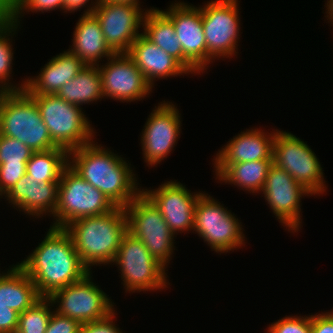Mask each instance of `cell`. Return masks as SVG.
<instances>
[{"mask_svg":"<svg viewBox=\"0 0 333 333\" xmlns=\"http://www.w3.org/2000/svg\"><path fill=\"white\" fill-rule=\"evenodd\" d=\"M33 153L21 141L0 134V164H27Z\"/></svg>","mask_w":333,"mask_h":333,"instance_id":"4dcf8cb0","label":"cell"},{"mask_svg":"<svg viewBox=\"0 0 333 333\" xmlns=\"http://www.w3.org/2000/svg\"><path fill=\"white\" fill-rule=\"evenodd\" d=\"M19 313L0 304V333H16Z\"/></svg>","mask_w":333,"mask_h":333,"instance_id":"8d00e7d4","label":"cell"},{"mask_svg":"<svg viewBox=\"0 0 333 333\" xmlns=\"http://www.w3.org/2000/svg\"><path fill=\"white\" fill-rule=\"evenodd\" d=\"M311 333H333V317L327 311L311 315Z\"/></svg>","mask_w":333,"mask_h":333,"instance_id":"74e56055","label":"cell"},{"mask_svg":"<svg viewBox=\"0 0 333 333\" xmlns=\"http://www.w3.org/2000/svg\"><path fill=\"white\" fill-rule=\"evenodd\" d=\"M326 6V11L325 13L327 14V16H325L326 18H328L327 20H329L328 22H331V24L333 25V0H327V3H325Z\"/></svg>","mask_w":333,"mask_h":333,"instance_id":"60d3db41","label":"cell"},{"mask_svg":"<svg viewBox=\"0 0 333 333\" xmlns=\"http://www.w3.org/2000/svg\"><path fill=\"white\" fill-rule=\"evenodd\" d=\"M160 11L174 25L184 54V67L191 74L201 75L207 70V48L200 6L179 1Z\"/></svg>","mask_w":333,"mask_h":333,"instance_id":"4fadbf2b","label":"cell"},{"mask_svg":"<svg viewBox=\"0 0 333 333\" xmlns=\"http://www.w3.org/2000/svg\"><path fill=\"white\" fill-rule=\"evenodd\" d=\"M6 272H0V304L21 314L42 297L26 272L13 264Z\"/></svg>","mask_w":333,"mask_h":333,"instance_id":"cb8c5ba5","label":"cell"},{"mask_svg":"<svg viewBox=\"0 0 333 333\" xmlns=\"http://www.w3.org/2000/svg\"><path fill=\"white\" fill-rule=\"evenodd\" d=\"M327 313H329L333 317V311H332V309H331V311H329Z\"/></svg>","mask_w":333,"mask_h":333,"instance_id":"ee69618b","label":"cell"},{"mask_svg":"<svg viewBox=\"0 0 333 333\" xmlns=\"http://www.w3.org/2000/svg\"><path fill=\"white\" fill-rule=\"evenodd\" d=\"M21 263L41 297L82 280L89 269L81 262L70 234L59 227L48 229L44 240Z\"/></svg>","mask_w":333,"mask_h":333,"instance_id":"6da1fadb","label":"cell"},{"mask_svg":"<svg viewBox=\"0 0 333 333\" xmlns=\"http://www.w3.org/2000/svg\"><path fill=\"white\" fill-rule=\"evenodd\" d=\"M96 142L69 152V166L115 206L126 207L142 189L131 164Z\"/></svg>","mask_w":333,"mask_h":333,"instance_id":"7a4b0ae2","label":"cell"},{"mask_svg":"<svg viewBox=\"0 0 333 333\" xmlns=\"http://www.w3.org/2000/svg\"><path fill=\"white\" fill-rule=\"evenodd\" d=\"M72 46L68 49L86 65H99L102 58H110L115 52L108 46L100 22L92 14H83L76 23Z\"/></svg>","mask_w":333,"mask_h":333,"instance_id":"603a6c76","label":"cell"},{"mask_svg":"<svg viewBox=\"0 0 333 333\" xmlns=\"http://www.w3.org/2000/svg\"><path fill=\"white\" fill-rule=\"evenodd\" d=\"M111 312L103 319L83 323L81 325L80 333H123L122 330L116 326L114 319L116 318L115 312ZM115 317V318H114ZM114 321V322H113ZM120 329V330H119Z\"/></svg>","mask_w":333,"mask_h":333,"instance_id":"d590c367","label":"cell"},{"mask_svg":"<svg viewBox=\"0 0 333 333\" xmlns=\"http://www.w3.org/2000/svg\"><path fill=\"white\" fill-rule=\"evenodd\" d=\"M90 0H64V13H74L75 11H77L78 9L82 8V7H85V5H87V3L89 2ZM98 1L99 0H95V2L92 0L90 5L85 9L84 13L83 14H92L95 7L97 6L98 4ZM94 2V3H93Z\"/></svg>","mask_w":333,"mask_h":333,"instance_id":"f35d334b","label":"cell"},{"mask_svg":"<svg viewBox=\"0 0 333 333\" xmlns=\"http://www.w3.org/2000/svg\"><path fill=\"white\" fill-rule=\"evenodd\" d=\"M128 232L140 239L150 254L165 268L175 250L174 238L161 212L141 192L124 207Z\"/></svg>","mask_w":333,"mask_h":333,"instance_id":"9c48e42d","label":"cell"},{"mask_svg":"<svg viewBox=\"0 0 333 333\" xmlns=\"http://www.w3.org/2000/svg\"><path fill=\"white\" fill-rule=\"evenodd\" d=\"M27 164H0V199L26 174Z\"/></svg>","mask_w":333,"mask_h":333,"instance_id":"836d02e7","label":"cell"},{"mask_svg":"<svg viewBox=\"0 0 333 333\" xmlns=\"http://www.w3.org/2000/svg\"><path fill=\"white\" fill-rule=\"evenodd\" d=\"M12 20V10L0 0V26Z\"/></svg>","mask_w":333,"mask_h":333,"instance_id":"ab89813d","label":"cell"},{"mask_svg":"<svg viewBox=\"0 0 333 333\" xmlns=\"http://www.w3.org/2000/svg\"><path fill=\"white\" fill-rule=\"evenodd\" d=\"M238 2L240 1L211 0L200 7L207 48V69L212 60L233 58L238 53L236 51L241 29Z\"/></svg>","mask_w":333,"mask_h":333,"instance_id":"8fae6325","label":"cell"},{"mask_svg":"<svg viewBox=\"0 0 333 333\" xmlns=\"http://www.w3.org/2000/svg\"><path fill=\"white\" fill-rule=\"evenodd\" d=\"M127 54L133 59L152 87L155 85L154 82L159 79L191 74L177 59L143 34L134 41Z\"/></svg>","mask_w":333,"mask_h":333,"instance_id":"44dd1931","label":"cell"},{"mask_svg":"<svg viewBox=\"0 0 333 333\" xmlns=\"http://www.w3.org/2000/svg\"><path fill=\"white\" fill-rule=\"evenodd\" d=\"M107 61L98 65L104 98L131 103L152 93L153 87L127 53H115Z\"/></svg>","mask_w":333,"mask_h":333,"instance_id":"e0dca14e","label":"cell"},{"mask_svg":"<svg viewBox=\"0 0 333 333\" xmlns=\"http://www.w3.org/2000/svg\"><path fill=\"white\" fill-rule=\"evenodd\" d=\"M57 95L77 106L104 98L98 65H86L76 77L59 89Z\"/></svg>","mask_w":333,"mask_h":333,"instance_id":"484cf974","label":"cell"},{"mask_svg":"<svg viewBox=\"0 0 333 333\" xmlns=\"http://www.w3.org/2000/svg\"><path fill=\"white\" fill-rule=\"evenodd\" d=\"M273 164L285 170L312 195H323L327 189L324 170L316 154L307 143L291 132L276 131Z\"/></svg>","mask_w":333,"mask_h":333,"instance_id":"30bf717a","label":"cell"},{"mask_svg":"<svg viewBox=\"0 0 333 333\" xmlns=\"http://www.w3.org/2000/svg\"><path fill=\"white\" fill-rule=\"evenodd\" d=\"M12 11L21 0H2Z\"/></svg>","mask_w":333,"mask_h":333,"instance_id":"7bdbcfd3","label":"cell"},{"mask_svg":"<svg viewBox=\"0 0 333 333\" xmlns=\"http://www.w3.org/2000/svg\"><path fill=\"white\" fill-rule=\"evenodd\" d=\"M18 27L19 25L12 20L0 26V92L21 91L25 89L26 81L24 80L21 84L16 85L10 82V79H13L10 74H12L13 71L12 65L14 58L11 42L13 39L12 36L14 37Z\"/></svg>","mask_w":333,"mask_h":333,"instance_id":"f1b7e54d","label":"cell"},{"mask_svg":"<svg viewBox=\"0 0 333 333\" xmlns=\"http://www.w3.org/2000/svg\"><path fill=\"white\" fill-rule=\"evenodd\" d=\"M266 333H311V315H286L269 325Z\"/></svg>","mask_w":333,"mask_h":333,"instance_id":"1f68e13d","label":"cell"},{"mask_svg":"<svg viewBox=\"0 0 333 333\" xmlns=\"http://www.w3.org/2000/svg\"><path fill=\"white\" fill-rule=\"evenodd\" d=\"M181 114L172 102L162 101L152 110L142 129L143 160L156 166L174 150L181 132Z\"/></svg>","mask_w":333,"mask_h":333,"instance_id":"5bb4252c","label":"cell"},{"mask_svg":"<svg viewBox=\"0 0 333 333\" xmlns=\"http://www.w3.org/2000/svg\"><path fill=\"white\" fill-rule=\"evenodd\" d=\"M0 134L33 152L57 148L34 99L25 91L0 92Z\"/></svg>","mask_w":333,"mask_h":333,"instance_id":"277c9868","label":"cell"},{"mask_svg":"<svg viewBox=\"0 0 333 333\" xmlns=\"http://www.w3.org/2000/svg\"><path fill=\"white\" fill-rule=\"evenodd\" d=\"M134 4L112 3L99 0L93 14L100 22L108 46L115 53H127L134 41L142 34L146 11ZM145 10V12H144Z\"/></svg>","mask_w":333,"mask_h":333,"instance_id":"2e32d148","label":"cell"},{"mask_svg":"<svg viewBox=\"0 0 333 333\" xmlns=\"http://www.w3.org/2000/svg\"><path fill=\"white\" fill-rule=\"evenodd\" d=\"M86 64L69 50L52 57L37 76L25 78V91L29 95L57 94ZM30 78V79H29Z\"/></svg>","mask_w":333,"mask_h":333,"instance_id":"7402d4cb","label":"cell"},{"mask_svg":"<svg viewBox=\"0 0 333 333\" xmlns=\"http://www.w3.org/2000/svg\"><path fill=\"white\" fill-rule=\"evenodd\" d=\"M142 34L184 66V54L179 38L176 36L173 23L155 8L146 11L143 20Z\"/></svg>","mask_w":333,"mask_h":333,"instance_id":"4316f807","label":"cell"},{"mask_svg":"<svg viewBox=\"0 0 333 333\" xmlns=\"http://www.w3.org/2000/svg\"><path fill=\"white\" fill-rule=\"evenodd\" d=\"M58 186L59 182L38 184L25 174L4 196L13 208L28 216L40 218L46 213L54 216L58 205Z\"/></svg>","mask_w":333,"mask_h":333,"instance_id":"d6986e66","label":"cell"},{"mask_svg":"<svg viewBox=\"0 0 333 333\" xmlns=\"http://www.w3.org/2000/svg\"><path fill=\"white\" fill-rule=\"evenodd\" d=\"M114 264L121 273L126 293L161 291L170 285L166 268L150 254L140 239L129 232L122 239Z\"/></svg>","mask_w":333,"mask_h":333,"instance_id":"52a82bcc","label":"cell"},{"mask_svg":"<svg viewBox=\"0 0 333 333\" xmlns=\"http://www.w3.org/2000/svg\"><path fill=\"white\" fill-rule=\"evenodd\" d=\"M64 10V0H21L12 11V21L20 25V18L28 12H47L52 10ZM25 11V12H24ZM23 14V15H22Z\"/></svg>","mask_w":333,"mask_h":333,"instance_id":"d6a6232c","label":"cell"},{"mask_svg":"<svg viewBox=\"0 0 333 333\" xmlns=\"http://www.w3.org/2000/svg\"><path fill=\"white\" fill-rule=\"evenodd\" d=\"M64 229L70 234L81 262L90 271L92 266L113 263L128 232L127 216L124 207L116 206L106 214L77 219Z\"/></svg>","mask_w":333,"mask_h":333,"instance_id":"3957f363","label":"cell"},{"mask_svg":"<svg viewBox=\"0 0 333 333\" xmlns=\"http://www.w3.org/2000/svg\"><path fill=\"white\" fill-rule=\"evenodd\" d=\"M116 206L69 165L63 170L58 186V205L50 226L65 228L71 222L103 215Z\"/></svg>","mask_w":333,"mask_h":333,"instance_id":"8992f818","label":"cell"},{"mask_svg":"<svg viewBox=\"0 0 333 333\" xmlns=\"http://www.w3.org/2000/svg\"><path fill=\"white\" fill-rule=\"evenodd\" d=\"M36 102L53 143L68 152L90 144L96 135L81 106L57 94L30 95Z\"/></svg>","mask_w":333,"mask_h":333,"instance_id":"5b68a950","label":"cell"},{"mask_svg":"<svg viewBox=\"0 0 333 333\" xmlns=\"http://www.w3.org/2000/svg\"><path fill=\"white\" fill-rule=\"evenodd\" d=\"M69 165V152L57 147L32 154L26 165V174L42 182H59L63 170Z\"/></svg>","mask_w":333,"mask_h":333,"instance_id":"83f0119b","label":"cell"},{"mask_svg":"<svg viewBox=\"0 0 333 333\" xmlns=\"http://www.w3.org/2000/svg\"><path fill=\"white\" fill-rule=\"evenodd\" d=\"M277 130H272L270 133L260 128L241 131L218 150L213 164L273 160V144Z\"/></svg>","mask_w":333,"mask_h":333,"instance_id":"ffe728a7","label":"cell"},{"mask_svg":"<svg viewBox=\"0 0 333 333\" xmlns=\"http://www.w3.org/2000/svg\"><path fill=\"white\" fill-rule=\"evenodd\" d=\"M223 205L203 192L195 206L193 233L195 231L211 251L227 254L245 246L246 237L241 222Z\"/></svg>","mask_w":333,"mask_h":333,"instance_id":"ba28073f","label":"cell"},{"mask_svg":"<svg viewBox=\"0 0 333 333\" xmlns=\"http://www.w3.org/2000/svg\"><path fill=\"white\" fill-rule=\"evenodd\" d=\"M91 274L48 297L57 307L55 312L83 324L103 319L114 311L111 297L92 281Z\"/></svg>","mask_w":333,"mask_h":333,"instance_id":"7c38bea8","label":"cell"},{"mask_svg":"<svg viewBox=\"0 0 333 333\" xmlns=\"http://www.w3.org/2000/svg\"><path fill=\"white\" fill-rule=\"evenodd\" d=\"M177 180L166 181L156 189H143L142 193L161 212L176 236L193 231L195 206L202 192H192Z\"/></svg>","mask_w":333,"mask_h":333,"instance_id":"ac0fdd59","label":"cell"},{"mask_svg":"<svg viewBox=\"0 0 333 333\" xmlns=\"http://www.w3.org/2000/svg\"><path fill=\"white\" fill-rule=\"evenodd\" d=\"M102 1L112 2V3L134 4L136 6H141L139 0H102Z\"/></svg>","mask_w":333,"mask_h":333,"instance_id":"b9f144b4","label":"cell"},{"mask_svg":"<svg viewBox=\"0 0 333 333\" xmlns=\"http://www.w3.org/2000/svg\"><path fill=\"white\" fill-rule=\"evenodd\" d=\"M273 160H257L234 164H213L216 178L222 183L233 184L248 193L261 192Z\"/></svg>","mask_w":333,"mask_h":333,"instance_id":"d4e9b609","label":"cell"},{"mask_svg":"<svg viewBox=\"0 0 333 333\" xmlns=\"http://www.w3.org/2000/svg\"><path fill=\"white\" fill-rule=\"evenodd\" d=\"M53 302L42 297L32 307L19 314L16 333H45L52 315Z\"/></svg>","mask_w":333,"mask_h":333,"instance_id":"f546056e","label":"cell"},{"mask_svg":"<svg viewBox=\"0 0 333 333\" xmlns=\"http://www.w3.org/2000/svg\"><path fill=\"white\" fill-rule=\"evenodd\" d=\"M81 323L53 310L45 333H80Z\"/></svg>","mask_w":333,"mask_h":333,"instance_id":"e575fe53","label":"cell"},{"mask_svg":"<svg viewBox=\"0 0 333 333\" xmlns=\"http://www.w3.org/2000/svg\"><path fill=\"white\" fill-rule=\"evenodd\" d=\"M260 193L264 194V199L275 218L288 228V232L295 233L301 229V198L312 194L290 174L272 164Z\"/></svg>","mask_w":333,"mask_h":333,"instance_id":"9a60e30c","label":"cell"}]
</instances>
